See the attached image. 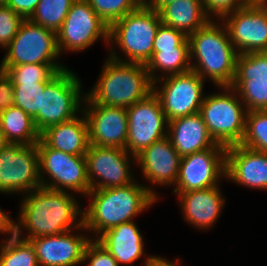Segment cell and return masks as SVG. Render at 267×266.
Masks as SVG:
<instances>
[{
  "label": "cell",
  "mask_w": 267,
  "mask_h": 266,
  "mask_svg": "<svg viewBox=\"0 0 267 266\" xmlns=\"http://www.w3.org/2000/svg\"><path fill=\"white\" fill-rule=\"evenodd\" d=\"M41 186L37 144H9L0 151V193L23 195Z\"/></svg>",
  "instance_id": "cell-12"
},
{
  "label": "cell",
  "mask_w": 267,
  "mask_h": 266,
  "mask_svg": "<svg viewBox=\"0 0 267 266\" xmlns=\"http://www.w3.org/2000/svg\"><path fill=\"white\" fill-rule=\"evenodd\" d=\"M174 194L179 199L187 224L203 231L211 229L217 223L227 200L222 195L220 185Z\"/></svg>",
  "instance_id": "cell-22"
},
{
  "label": "cell",
  "mask_w": 267,
  "mask_h": 266,
  "mask_svg": "<svg viewBox=\"0 0 267 266\" xmlns=\"http://www.w3.org/2000/svg\"><path fill=\"white\" fill-rule=\"evenodd\" d=\"M202 4L210 20H222L225 16L245 7L241 0H202Z\"/></svg>",
  "instance_id": "cell-37"
},
{
  "label": "cell",
  "mask_w": 267,
  "mask_h": 266,
  "mask_svg": "<svg viewBox=\"0 0 267 266\" xmlns=\"http://www.w3.org/2000/svg\"><path fill=\"white\" fill-rule=\"evenodd\" d=\"M244 6H264L267 0H241Z\"/></svg>",
  "instance_id": "cell-44"
},
{
  "label": "cell",
  "mask_w": 267,
  "mask_h": 266,
  "mask_svg": "<svg viewBox=\"0 0 267 266\" xmlns=\"http://www.w3.org/2000/svg\"><path fill=\"white\" fill-rule=\"evenodd\" d=\"M83 262L88 266H119L116 259L94 239L84 250Z\"/></svg>",
  "instance_id": "cell-38"
},
{
  "label": "cell",
  "mask_w": 267,
  "mask_h": 266,
  "mask_svg": "<svg viewBox=\"0 0 267 266\" xmlns=\"http://www.w3.org/2000/svg\"><path fill=\"white\" fill-rule=\"evenodd\" d=\"M85 159L91 190L123 187L136 180L131 168L136 157L122 148L89 145Z\"/></svg>",
  "instance_id": "cell-13"
},
{
  "label": "cell",
  "mask_w": 267,
  "mask_h": 266,
  "mask_svg": "<svg viewBox=\"0 0 267 266\" xmlns=\"http://www.w3.org/2000/svg\"><path fill=\"white\" fill-rule=\"evenodd\" d=\"M0 129L10 144L34 145L40 140L33 118L16 106L0 113Z\"/></svg>",
  "instance_id": "cell-27"
},
{
  "label": "cell",
  "mask_w": 267,
  "mask_h": 266,
  "mask_svg": "<svg viewBox=\"0 0 267 266\" xmlns=\"http://www.w3.org/2000/svg\"><path fill=\"white\" fill-rule=\"evenodd\" d=\"M81 88V79L69 67L60 71L45 86L44 92H41L40 109L33 118L40 134L51 126L80 115L85 99Z\"/></svg>",
  "instance_id": "cell-7"
},
{
  "label": "cell",
  "mask_w": 267,
  "mask_h": 266,
  "mask_svg": "<svg viewBox=\"0 0 267 266\" xmlns=\"http://www.w3.org/2000/svg\"><path fill=\"white\" fill-rule=\"evenodd\" d=\"M6 4V0H0V6H4Z\"/></svg>",
  "instance_id": "cell-47"
},
{
  "label": "cell",
  "mask_w": 267,
  "mask_h": 266,
  "mask_svg": "<svg viewBox=\"0 0 267 266\" xmlns=\"http://www.w3.org/2000/svg\"><path fill=\"white\" fill-rule=\"evenodd\" d=\"M139 7H146L152 0H134Z\"/></svg>",
  "instance_id": "cell-46"
},
{
  "label": "cell",
  "mask_w": 267,
  "mask_h": 266,
  "mask_svg": "<svg viewBox=\"0 0 267 266\" xmlns=\"http://www.w3.org/2000/svg\"><path fill=\"white\" fill-rule=\"evenodd\" d=\"M226 180L243 187L267 190V153L240 144L226 149Z\"/></svg>",
  "instance_id": "cell-21"
},
{
  "label": "cell",
  "mask_w": 267,
  "mask_h": 266,
  "mask_svg": "<svg viewBox=\"0 0 267 266\" xmlns=\"http://www.w3.org/2000/svg\"><path fill=\"white\" fill-rule=\"evenodd\" d=\"M25 19L11 7L0 6V48L5 49L13 40Z\"/></svg>",
  "instance_id": "cell-35"
},
{
  "label": "cell",
  "mask_w": 267,
  "mask_h": 266,
  "mask_svg": "<svg viewBox=\"0 0 267 266\" xmlns=\"http://www.w3.org/2000/svg\"><path fill=\"white\" fill-rule=\"evenodd\" d=\"M161 23L159 12L147 7H138L120 18L109 27L108 47H112H109L108 57L119 62L146 65L153 55L154 39ZM116 50L122 51L125 57Z\"/></svg>",
  "instance_id": "cell-5"
},
{
  "label": "cell",
  "mask_w": 267,
  "mask_h": 266,
  "mask_svg": "<svg viewBox=\"0 0 267 266\" xmlns=\"http://www.w3.org/2000/svg\"><path fill=\"white\" fill-rule=\"evenodd\" d=\"M168 138L181 157L211 147H224L212 139L200 112L169 121Z\"/></svg>",
  "instance_id": "cell-23"
},
{
  "label": "cell",
  "mask_w": 267,
  "mask_h": 266,
  "mask_svg": "<svg viewBox=\"0 0 267 266\" xmlns=\"http://www.w3.org/2000/svg\"><path fill=\"white\" fill-rule=\"evenodd\" d=\"M167 48H189V40L182 31L161 23L155 35L153 51Z\"/></svg>",
  "instance_id": "cell-36"
},
{
  "label": "cell",
  "mask_w": 267,
  "mask_h": 266,
  "mask_svg": "<svg viewBox=\"0 0 267 266\" xmlns=\"http://www.w3.org/2000/svg\"><path fill=\"white\" fill-rule=\"evenodd\" d=\"M75 230L79 233H76ZM85 232L88 231L82 224L78 229L29 240L34 247L39 266H76L81 263L84 264V250L92 240L88 235L89 233L86 234Z\"/></svg>",
  "instance_id": "cell-18"
},
{
  "label": "cell",
  "mask_w": 267,
  "mask_h": 266,
  "mask_svg": "<svg viewBox=\"0 0 267 266\" xmlns=\"http://www.w3.org/2000/svg\"><path fill=\"white\" fill-rule=\"evenodd\" d=\"M181 156L174 149L168 136L154 142L136 156V165L146 182L160 187L176 184Z\"/></svg>",
  "instance_id": "cell-20"
},
{
  "label": "cell",
  "mask_w": 267,
  "mask_h": 266,
  "mask_svg": "<svg viewBox=\"0 0 267 266\" xmlns=\"http://www.w3.org/2000/svg\"><path fill=\"white\" fill-rule=\"evenodd\" d=\"M97 15L110 27L139 6L134 0H86Z\"/></svg>",
  "instance_id": "cell-34"
},
{
  "label": "cell",
  "mask_w": 267,
  "mask_h": 266,
  "mask_svg": "<svg viewBox=\"0 0 267 266\" xmlns=\"http://www.w3.org/2000/svg\"><path fill=\"white\" fill-rule=\"evenodd\" d=\"M218 88L216 93L205 94L200 114L212 139L227 148L242 141L248 111L231 86Z\"/></svg>",
  "instance_id": "cell-6"
},
{
  "label": "cell",
  "mask_w": 267,
  "mask_h": 266,
  "mask_svg": "<svg viewBox=\"0 0 267 266\" xmlns=\"http://www.w3.org/2000/svg\"><path fill=\"white\" fill-rule=\"evenodd\" d=\"M80 116L47 128L40 134V139L50 148L85 156L90 145L88 124L83 112Z\"/></svg>",
  "instance_id": "cell-25"
},
{
  "label": "cell",
  "mask_w": 267,
  "mask_h": 266,
  "mask_svg": "<svg viewBox=\"0 0 267 266\" xmlns=\"http://www.w3.org/2000/svg\"><path fill=\"white\" fill-rule=\"evenodd\" d=\"M205 81L193 70L170 75L153 82V93L158 97L169 121L200 112L205 97Z\"/></svg>",
  "instance_id": "cell-10"
},
{
  "label": "cell",
  "mask_w": 267,
  "mask_h": 266,
  "mask_svg": "<svg viewBox=\"0 0 267 266\" xmlns=\"http://www.w3.org/2000/svg\"><path fill=\"white\" fill-rule=\"evenodd\" d=\"M16 225L17 220H14L11 215H8V213H5L0 208V235L3 234L4 236H7V238L5 237L3 241L16 236Z\"/></svg>",
  "instance_id": "cell-41"
},
{
  "label": "cell",
  "mask_w": 267,
  "mask_h": 266,
  "mask_svg": "<svg viewBox=\"0 0 267 266\" xmlns=\"http://www.w3.org/2000/svg\"><path fill=\"white\" fill-rule=\"evenodd\" d=\"M226 147H211L181 157L173 193L201 190L220 185L226 174Z\"/></svg>",
  "instance_id": "cell-15"
},
{
  "label": "cell",
  "mask_w": 267,
  "mask_h": 266,
  "mask_svg": "<svg viewBox=\"0 0 267 266\" xmlns=\"http://www.w3.org/2000/svg\"><path fill=\"white\" fill-rule=\"evenodd\" d=\"M174 0H152L146 7L148 9L159 12L167 4L173 2Z\"/></svg>",
  "instance_id": "cell-43"
},
{
  "label": "cell",
  "mask_w": 267,
  "mask_h": 266,
  "mask_svg": "<svg viewBox=\"0 0 267 266\" xmlns=\"http://www.w3.org/2000/svg\"><path fill=\"white\" fill-rule=\"evenodd\" d=\"M159 14L162 24L182 31L187 37L210 20L205 14L202 0H174Z\"/></svg>",
  "instance_id": "cell-26"
},
{
  "label": "cell",
  "mask_w": 267,
  "mask_h": 266,
  "mask_svg": "<svg viewBox=\"0 0 267 266\" xmlns=\"http://www.w3.org/2000/svg\"><path fill=\"white\" fill-rule=\"evenodd\" d=\"M221 21L239 54L267 52V5L245 6Z\"/></svg>",
  "instance_id": "cell-16"
},
{
  "label": "cell",
  "mask_w": 267,
  "mask_h": 266,
  "mask_svg": "<svg viewBox=\"0 0 267 266\" xmlns=\"http://www.w3.org/2000/svg\"><path fill=\"white\" fill-rule=\"evenodd\" d=\"M90 145L125 150L128 135L127 109L105 105H83Z\"/></svg>",
  "instance_id": "cell-19"
},
{
  "label": "cell",
  "mask_w": 267,
  "mask_h": 266,
  "mask_svg": "<svg viewBox=\"0 0 267 266\" xmlns=\"http://www.w3.org/2000/svg\"><path fill=\"white\" fill-rule=\"evenodd\" d=\"M75 0H40L29 18L35 24L57 32Z\"/></svg>",
  "instance_id": "cell-31"
},
{
  "label": "cell",
  "mask_w": 267,
  "mask_h": 266,
  "mask_svg": "<svg viewBox=\"0 0 267 266\" xmlns=\"http://www.w3.org/2000/svg\"><path fill=\"white\" fill-rule=\"evenodd\" d=\"M0 68L12 79L13 84H23L50 82L60 71L68 67L63 64H23Z\"/></svg>",
  "instance_id": "cell-30"
},
{
  "label": "cell",
  "mask_w": 267,
  "mask_h": 266,
  "mask_svg": "<svg viewBox=\"0 0 267 266\" xmlns=\"http://www.w3.org/2000/svg\"><path fill=\"white\" fill-rule=\"evenodd\" d=\"M0 67L23 64H62L56 32L25 19L17 34L4 49Z\"/></svg>",
  "instance_id": "cell-9"
},
{
  "label": "cell",
  "mask_w": 267,
  "mask_h": 266,
  "mask_svg": "<svg viewBox=\"0 0 267 266\" xmlns=\"http://www.w3.org/2000/svg\"><path fill=\"white\" fill-rule=\"evenodd\" d=\"M72 193L41 186L23 194L16 235L31 240L78 229L83 224V205Z\"/></svg>",
  "instance_id": "cell-1"
},
{
  "label": "cell",
  "mask_w": 267,
  "mask_h": 266,
  "mask_svg": "<svg viewBox=\"0 0 267 266\" xmlns=\"http://www.w3.org/2000/svg\"><path fill=\"white\" fill-rule=\"evenodd\" d=\"M152 187L135 181L123 187L90 190L85 196L91 202L88 200L87 208H83V225L91 233V239L96 240L103 232L133 221L156 204L160 194Z\"/></svg>",
  "instance_id": "cell-2"
},
{
  "label": "cell",
  "mask_w": 267,
  "mask_h": 266,
  "mask_svg": "<svg viewBox=\"0 0 267 266\" xmlns=\"http://www.w3.org/2000/svg\"><path fill=\"white\" fill-rule=\"evenodd\" d=\"M97 83L85 93L83 105L128 108L153 92L146 66L124 63L107 56Z\"/></svg>",
  "instance_id": "cell-4"
},
{
  "label": "cell",
  "mask_w": 267,
  "mask_h": 266,
  "mask_svg": "<svg viewBox=\"0 0 267 266\" xmlns=\"http://www.w3.org/2000/svg\"><path fill=\"white\" fill-rule=\"evenodd\" d=\"M14 86L5 71L0 70V113L14 106Z\"/></svg>",
  "instance_id": "cell-39"
},
{
  "label": "cell",
  "mask_w": 267,
  "mask_h": 266,
  "mask_svg": "<svg viewBox=\"0 0 267 266\" xmlns=\"http://www.w3.org/2000/svg\"><path fill=\"white\" fill-rule=\"evenodd\" d=\"M231 87L247 111L267 110V52L239 54Z\"/></svg>",
  "instance_id": "cell-17"
},
{
  "label": "cell",
  "mask_w": 267,
  "mask_h": 266,
  "mask_svg": "<svg viewBox=\"0 0 267 266\" xmlns=\"http://www.w3.org/2000/svg\"><path fill=\"white\" fill-rule=\"evenodd\" d=\"M56 37L60 55L65 51L78 53L90 48L99 39L108 45L109 27L86 0H75Z\"/></svg>",
  "instance_id": "cell-11"
},
{
  "label": "cell",
  "mask_w": 267,
  "mask_h": 266,
  "mask_svg": "<svg viewBox=\"0 0 267 266\" xmlns=\"http://www.w3.org/2000/svg\"><path fill=\"white\" fill-rule=\"evenodd\" d=\"M135 220L122 223L103 232L96 241L101 244L118 262L119 266L133 264L144 253V238Z\"/></svg>",
  "instance_id": "cell-24"
},
{
  "label": "cell",
  "mask_w": 267,
  "mask_h": 266,
  "mask_svg": "<svg viewBox=\"0 0 267 266\" xmlns=\"http://www.w3.org/2000/svg\"><path fill=\"white\" fill-rule=\"evenodd\" d=\"M10 143L7 141L6 136L0 129V151L7 147Z\"/></svg>",
  "instance_id": "cell-45"
},
{
  "label": "cell",
  "mask_w": 267,
  "mask_h": 266,
  "mask_svg": "<svg viewBox=\"0 0 267 266\" xmlns=\"http://www.w3.org/2000/svg\"><path fill=\"white\" fill-rule=\"evenodd\" d=\"M0 266H39L34 247L17 235L0 243Z\"/></svg>",
  "instance_id": "cell-29"
},
{
  "label": "cell",
  "mask_w": 267,
  "mask_h": 266,
  "mask_svg": "<svg viewBox=\"0 0 267 266\" xmlns=\"http://www.w3.org/2000/svg\"><path fill=\"white\" fill-rule=\"evenodd\" d=\"M191 70L215 87L231 86L239 53L221 20H209L188 36Z\"/></svg>",
  "instance_id": "cell-3"
},
{
  "label": "cell",
  "mask_w": 267,
  "mask_h": 266,
  "mask_svg": "<svg viewBox=\"0 0 267 266\" xmlns=\"http://www.w3.org/2000/svg\"><path fill=\"white\" fill-rule=\"evenodd\" d=\"M128 135L125 150L136 157L154 142L168 136V120L158 97L151 92L127 108Z\"/></svg>",
  "instance_id": "cell-14"
},
{
  "label": "cell",
  "mask_w": 267,
  "mask_h": 266,
  "mask_svg": "<svg viewBox=\"0 0 267 266\" xmlns=\"http://www.w3.org/2000/svg\"><path fill=\"white\" fill-rule=\"evenodd\" d=\"M143 266H181L180 258H176L175 261H170L158 255H150L149 258L143 260Z\"/></svg>",
  "instance_id": "cell-42"
},
{
  "label": "cell",
  "mask_w": 267,
  "mask_h": 266,
  "mask_svg": "<svg viewBox=\"0 0 267 266\" xmlns=\"http://www.w3.org/2000/svg\"><path fill=\"white\" fill-rule=\"evenodd\" d=\"M152 82L191 70L189 48H167L153 51L145 65Z\"/></svg>",
  "instance_id": "cell-28"
},
{
  "label": "cell",
  "mask_w": 267,
  "mask_h": 266,
  "mask_svg": "<svg viewBox=\"0 0 267 266\" xmlns=\"http://www.w3.org/2000/svg\"><path fill=\"white\" fill-rule=\"evenodd\" d=\"M240 145L267 153V110L248 111Z\"/></svg>",
  "instance_id": "cell-32"
},
{
  "label": "cell",
  "mask_w": 267,
  "mask_h": 266,
  "mask_svg": "<svg viewBox=\"0 0 267 266\" xmlns=\"http://www.w3.org/2000/svg\"><path fill=\"white\" fill-rule=\"evenodd\" d=\"M49 82H29L13 84L14 106L21 108L34 118L40 109L41 92Z\"/></svg>",
  "instance_id": "cell-33"
},
{
  "label": "cell",
  "mask_w": 267,
  "mask_h": 266,
  "mask_svg": "<svg viewBox=\"0 0 267 266\" xmlns=\"http://www.w3.org/2000/svg\"><path fill=\"white\" fill-rule=\"evenodd\" d=\"M40 182L43 187L85 197L91 190L85 156H76L37 143Z\"/></svg>",
  "instance_id": "cell-8"
},
{
  "label": "cell",
  "mask_w": 267,
  "mask_h": 266,
  "mask_svg": "<svg viewBox=\"0 0 267 266\" xmlns=\"http://www.w3.org/2000/svg\"><path fill=\"white\" fill-rule=\"evenodd\" d=\"M40 0H6V6L11 7L24 19H29Z\"/></svg>",
  "instance_id": "cell-40"
}]
</instances>
